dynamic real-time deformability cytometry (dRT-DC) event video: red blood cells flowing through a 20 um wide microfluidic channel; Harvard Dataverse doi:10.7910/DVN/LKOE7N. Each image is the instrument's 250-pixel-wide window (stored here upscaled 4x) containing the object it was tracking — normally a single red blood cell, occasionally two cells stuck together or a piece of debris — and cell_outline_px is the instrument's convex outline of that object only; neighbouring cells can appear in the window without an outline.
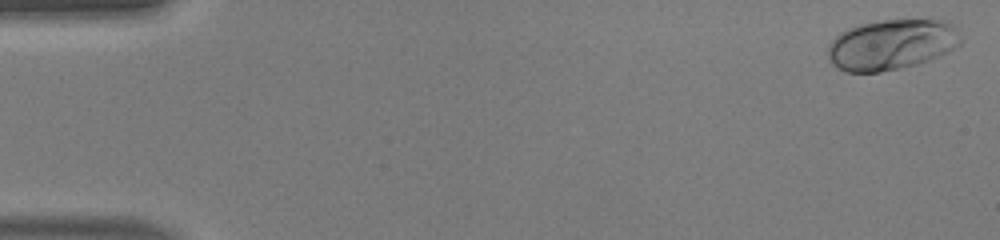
{"species": "human", "species_latin": "Homo sapiens", "temperature_condition": "warm", "stored_images_in_passage": 49, "camera_frame_rate_fps": 3000, "um_per_image_px": 0.085, "donor": {"sex": "male"}, "frame": {"image": 1, "passage_image": 1, "time_ms": 0.0, "image_size_px": [1000, 240], "cell_outline_px": [[960, 44], [948, 52], [928, 60], [916, 64], [900, 68], [880, 72], [844, 72], [832, 64], [828, 56], [828, 48], [832, 40], [840, 32], [848, 28], [860, 24], [880, 20], [944, 20], [952, 24], [956, 28], [960, 40]], "centroid_in_image_um": [75.75, 3.79], "position_along_channel_um": 9.2, "area_um2": 38.96}}
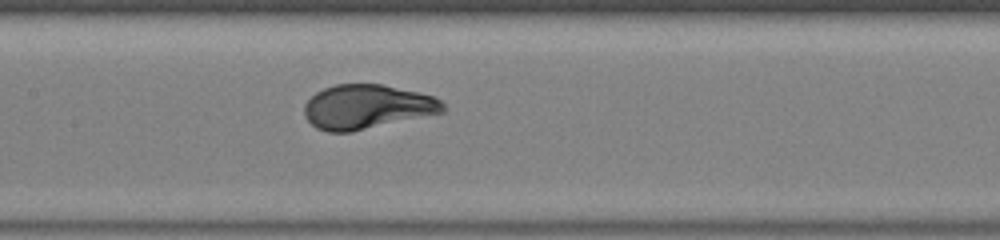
{"frame": {"image": 2, "passage_image": 24, "time_ms": 7.667, "image_size_px": [1000, 240], "cell_outline_px": [[448, 108], [444, 112], [352, 132], [328, 132], [316, 128], [304, 116], [304, 104], [316, 92], [324, 88], [336, 84], [380, 84], [420, 92], [432, 96], [440, 100]], "centroid_in_image_um": [31.2, 9.08], "position_along_channel_um": 176.2, "area_um2": 35.89}}
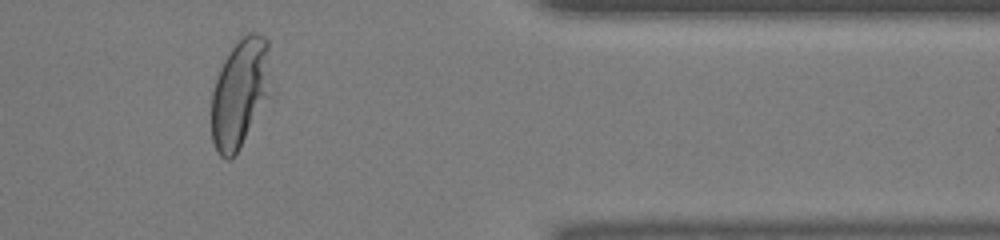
{"frame": {"image": 3, "passage_image": 41, "time_ms": 13.333, "image_size_px": [1000, 240], "cell_outline_px": [[276, 96], [236, 152], [228, 160], [224, 160], [220, 156], [212, 140], [212, 92], [220, 68], [228, 52], [248, 32], [256, 32], [264, 36], [268, 40], [276, 92]], "centroid_in_image_um": [20.54, 7.9], "position_along_channel_um": 390.9, "area_um2": 39.71}}